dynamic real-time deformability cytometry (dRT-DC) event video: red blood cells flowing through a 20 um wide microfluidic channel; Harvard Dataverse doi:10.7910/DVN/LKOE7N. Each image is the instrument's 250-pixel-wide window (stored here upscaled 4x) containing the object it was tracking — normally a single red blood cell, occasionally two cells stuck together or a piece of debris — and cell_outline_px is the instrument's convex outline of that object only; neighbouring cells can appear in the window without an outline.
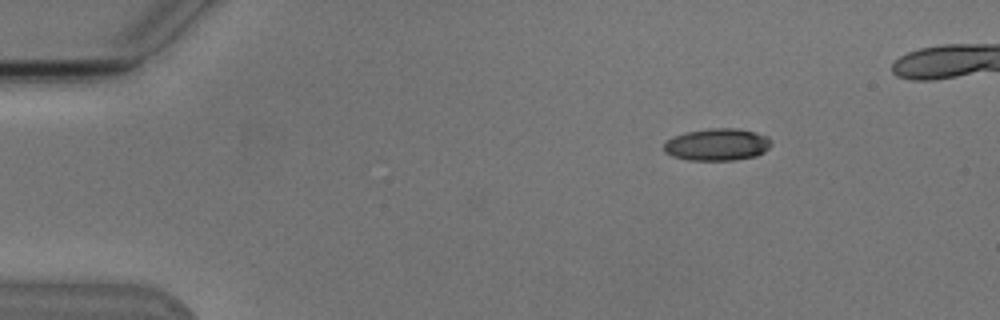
{"species": "Egyptian fruit bat (a non-hibernating species)", "species_latin": "Rousettus aegyptiacus", "temperature_condition": "cold", "stored_images_in_passage": 6, "camera_frame_rate_fps": 3000, "um_per_image_px": 0.085, "animal": {"sex": "male"}, "frame": {"image": 1, "passage_image": 2, "time_ms": 1.333, "image_size_px": [1000, 320], "cell_outline_px": [[772, 144], [764, 152], [756, 156], [736, 160], [688, 160], [672, 156], [664, 152], [664, 144], [668, 140], [684, 132], [708, 128], [740, 128], [768, 136]], "centroid_in_image_um": [60.98, 12.28], "position_along_channel_um": 24.0, "area_um2": 20.23}}